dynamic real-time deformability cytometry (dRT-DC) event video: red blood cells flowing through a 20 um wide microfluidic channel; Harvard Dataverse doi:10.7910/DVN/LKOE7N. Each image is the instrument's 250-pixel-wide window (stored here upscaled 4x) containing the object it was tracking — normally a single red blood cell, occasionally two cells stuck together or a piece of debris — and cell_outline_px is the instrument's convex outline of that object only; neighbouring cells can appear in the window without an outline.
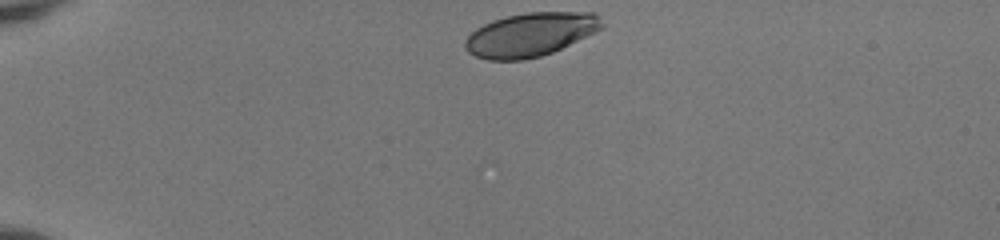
{"species": "human", "species_latin": "Homo sapiens", "temperature_condition": "room temperature", "stored_images_in_passage": 36, "camera_frame_rate_fps": 3000, "um_per_image_px": 0.085, "donor": {"sex": "female"}, "frame": {"image": 1, "passage_image": 1, "time_ms": 0.0, "image_size_px": [1000, 240], "cell_outline_px": [[604, 28], [596, 32], [552, 52], [540, 56], [524, 60], [488, 60], [476, 56], [468, 52], [464, 48], [464, 40], [476, 28], [492, 20], [508, 16], [528, 12], [592, 12], [600, 16], [604, 24]], "centroid_in_image_um": [45.09, 2.93], "position_along_channel_um": 39.9, "area_um2": 34.91}}
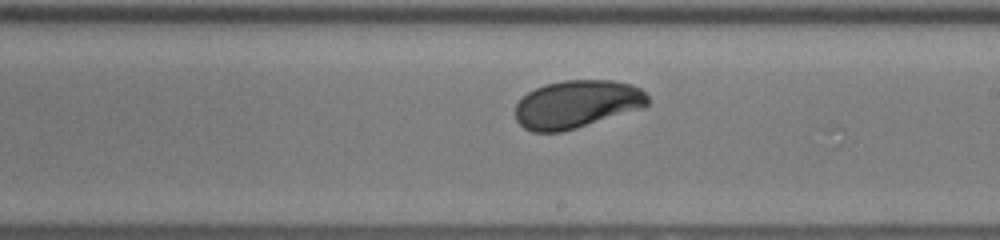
{"frame": {"image": 2, "passage_image": 21, "time_ms": 6.667, "image_size_px": [1000, 240], "cell_outline_px": [[648, 104], [644, 108], [576, 128], [560, 132], [532, 132], [524, 128], [516, 120], [516, 104], [528, 92], [544, 84], [564, 80], [612, 80], [632, 84], [640, 88], [648, 96]], "centroid_in_image_um": [49.04, 8.85], "position_along_channel_um": 240.0, "area_um2": 37.05}}
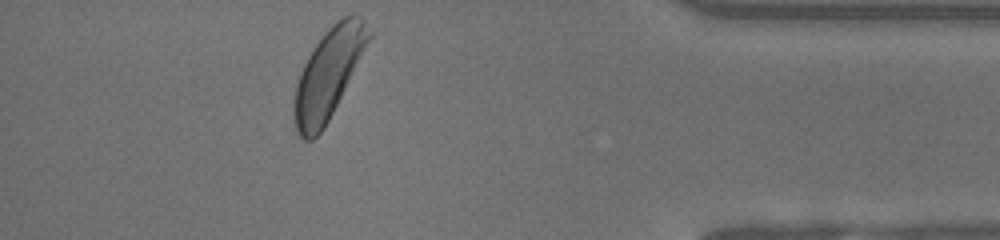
{"frame": {"image": 3, "passage_image": 36, "time_ms": 11.667, "image_size_px": [1000, 240], "cell_outline_px": [[372, 36], [324, 128], [312, 140], [304, 140], [296, 132], [292, 116], [292, 108], [296, 84], [300, 72], [312, 48], [332, 24], [344, 16], [356, 12], [364, 20], [372, 32]], "centroid_in_image_um": [27.89, 6.27], "position_along_channel_um": 407.3, "area_um2": 38.78}}